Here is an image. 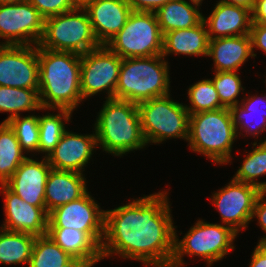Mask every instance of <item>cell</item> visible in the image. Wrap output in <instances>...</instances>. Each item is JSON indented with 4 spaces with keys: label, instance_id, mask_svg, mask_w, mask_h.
<instances>
[{
    "label": "cell",
    "instance_id": "27",
    "mask_svg": "<svg viewBox=\"0 0 266 267\" xmlns=\"http://www.w3.org/2000/svg\"><path fill=\"white\" fill-rule=\"evenodd\" d=\"M14 130L7 122L0 124V184H5L27 158Z\"/></svg>",
    "mask_w": 266,
    "mask_h": 267
},
{
    "label": "cell",
    "instance_id": "13",
    "mask_svg": "<svg viewBox=\"0 0 266 267\" xmlns=\"http://www.w3.org/2000/svg\"><path fill=\"white\" fill-rule=\"evenodd\" d=\"M262 192L254 185L232 179L224 188L214 192L211 198L222 224L238 234L241 229L248 227L256 200Z\"/></svg>",
    "mask_w": 266,
    "mask_h": 267
},
{
    "label": "cell",
    "instance_id": "11",
    "mask_svg": "<svg viewBox=\"0 0 266 267\" xmlns=\"http://www.w3.org/2000/svg\"><path fill=\"white\" fill-rule=\"evenodd\" d=\"M89 192L49 212L48 228H73L87 233L100 247L104 238L105 210Z\"/></svg>",
    "mask_w": 266,
    "mask_h": 267
},
{
    "label": "cell",
    "instance_id": "17",
    "mask_svg": "<svg viewBox=\"0 0 266 267\" xmlns=\"http://www.w3.org/2000/svg\"><path fill=\"white\" fill-rule=\"evenodd\" d=\"M42 160L27 157L5 185L16 195L34 206L45 205V186L51 166Z\"/></svg>",
    "mask_w": 266,
    "mask_h": 267
},
{
    "label": "cell",
    "instance_id": "42",
    "mask_svg": "<svg viewBox=\"0 0 266 267\" xmlns=\"http://www.w3.org/2000/svg\"><path fill=\"white\" fill-rule=\"evenodd\" d=\"M93 263L88 259L72 257L67 263L61 267H90Z\"/></svg>",
    "mask_w": 266,
    "mask_h": 267
},
{
    "label": "cell",
    "instance_id": "16",
    "mask_svg": "<svg viewBox=\"0 0 266 267\" xmlns=\"http://www.w3.org/2000/svg\"><path fill=\"white\" fill-rule=\"evenodd\" d=\"M65 130L55 149L46 157L53 169L83 173L97 147L96 134Z\"/></svg>",
    "mask_w": 266,
    "mask_h": 267
},
{
    "label": "cell",
    "instance_id": "26",
    "mask_svg": "<svg viewBox=\"0 0 266 267\" xmlns=\"http://www.w3.org/2000/svg\"><path fill=\"white\" fill-rule=\"evenodd\" d=\"M35 110H44L40 102L39 89L0 86V112L10 113L3 122L20 116V112Z\"/></svg>",
    "mask_w": 266,
    "mask_h": 267
},
{
    "label": "cell",
    "instance_id": "29",
    "mask_svg": "<svg viewBox=\"0 0 266 267\" xmlns=\"http://www.w3.org/2000/svg\"><path fill=\"white\" fill-rule=\"evenodd\" d=\"M266 175V139L260 143H253V150L243 160L232 179L251 184L266 192V182H259L258 178Z\"/></svg>",
    "mask_w": 266,
    "mask_h": 267
},
{
    "label": "cell",
    "instance_id": "19",
    "mask_svg": "<svg viewBox=\"0 0 266 267\" xmlns=\"http://www.w3.org/2000/svg\"><path fill=\"white\" fill-rule=\"evenodd\" d=\"M217 2L211 15L203 17L209 39L249 34L252 24L251 11L241 6Z\"/></svg>",
    "mask_w": 266,
    "mask_h": 267
},
{
    "label": "cell",
    "instance_id": "41",
    "mask_svg": "<svg viewBox=\"0 0 266 267\" xmlns=\"http://www.w3.org/2000/svg\"><path fill=\"white\" fill-rule=\"evenodd\" d=\"M249 267H266V251L257 243L250 260Z\"/></svg>",
    "mask_w": 266,
    "mask_h": 267
},
{
    "label": "cell",
    "instance_id": "1",
    "mask_svg": "<svg viewBox=\"0 0 266 267\" xmlns=\"http://www.w3.org/2000/svg\"><path fill=\"white\" fill-rule=\"evenodd\" d=\"M167 191L105 210L102 259L115 255L146 267H170L175 228ZM113 254V255H112Z\"/></svg>",
    "mask_w": 266,
    "mask_h": 267
},
{
    "label": "cell",
    "instance_id": "5",
    "mask_svg": "<svg viewBox=\"0 0 266 267\" xmlns=\"http://www.w3.org/2000/svg\"><path fill=\"white\" fill-rule=\"evenodd\" d=\"M237 138L229 108L190 114L189 149L215 164L231 163L232 145Z\"/></svg>",
    "mask_w": 266,
    "mask_h": 267
},
{
    "label": "cell",
    "instance_id": "43",
    "mask_svg": "<svg viewBox=\"0 0 266 267\" xmlns=\"http://www.w3.org/2000/svg\"><path fill=\"white\" fill-rule=\"evenodd\" d=\"M219 1L231 5L244 7L250 10L251 12L253 11V8L255 6V0H219Z\"/></svg>",
    "mask_w": 266,
    "mask_h": 267
},
{
    "label": "cell",
    "instance_id": "32",
    "mask_svg": "<svg viewBox=\"0 0 266 267\" xmlns=\"http://www.w3.org/2000/svg\"><path fill=\"white\" fill-rule=\"evenodd\" d=\"M14 130L24 153H39V122L37 115L16 116L7 121Z\"/></svg>",
    "mask_w": 266,
    "mask_h": 267
},
{
    "label": "cell",
    "instance_id": "33",
    "mask_svg": "<svg viewBox=\"0 0 266 267\" xmlns=\"http://www.w3.org/2000/svg\"><path fill=\"white\" fill-rule=\"evenodd\" d=\"M212 82L218 92L220 103L224 108H231L239 105L237 99L241 91H244L238 71L234 72H214Z\"/></svg>",
    "mask_w": 266,
    "mask_h": 267
},
{
    "label": "cell",
    "instance_id": "10",
    "mask_svg": "<svg viewBox=\"0 0 266 267\" xmlns=\"http://www.w3.org/2000/svg\"><path fill=\"white\" fill-rule=\"evenodd\" d=\"M122 58L112 52L106 45L81 54V94L83 101L107 92L106 99H113L118 82Z\"/></svg>",
    "mask_w": 266,
    "mask_h": 267
},
{
    "label": "cell",
    "instance_id": "23",
    "mask_svg": "<svg viewBox=\"0 0 266 267\" xmlns=\"http://www.w3.org/2000/svg\"><path fill=\"white\" fill-rule=\"evenodd\" d=\"M47 235L72 257L92 263L103 260L101 247L85 232L73 228H48Z\"/></svg>",
    "mask_w": 266,
    "mask_h": 267
},
{
    "label": "cell",
    "instance_id": "36",
    "mask_svg": "<svg viewBox=\"0 0 266 267\" xmlns=\"http://www.w3.org/2000/svg\"><path fill=\"white\" fill-rule=\"evenodd\" d=\"M249 35L251 38L253 56L256 57L254 53L255 48L261 49V51H264L266 54V25L252 23Z\"/></svg>",
    "mask_w": 266,
    "mask_h": 267
},
{
    "label": "cell",
    "instance_id": "35",
    "mask_svg": "<svg viewBox=\"0 0 266 267\" xmlns=\"http://www.w3.org/2000/svg\"><path fill=\"white\" fill-rule=\"evenodd\" d=\"M46 19L76 8L70 0H27Z\"/></svg>",
    "mask_w": 266,
    "mask_h": 267
},
{
    "label": "cell",
    "instance_id": "8",
    "mask_svg": "<svg viewBox=\"0 0 266 267\" xmlns=\"http://www.w3.org/2000/svg\"><path fill=\"white\" fill-rule=\"evenodd\" d=\"M170 95L137 104L147 145L159 144L169 138L188 141L190 114L185 104L174 101Z\"/></svg>",
    "mask_w": 266,
    "mask_h": 267
},
{
    "label": "cell",
    "instance_id": "44",
    "mask_svg": "<svg viewBox=\"0 0 266 267\" xmlns=\"http://www.w3.org/2000/svg\"><path fill=\"white\" fill-rule=\"evenodd\" d=\"M71 3L77 8H84L87 4H89L93 0H70Z\"/></svg>",
    "mask_w": 266,
    "mask_h": 267
},
{
    "label": "cell",
    "instance_id": "38",
    "mask_svg": "<svg viewBox=\"0 0 266 267\" xmlns=\"http://www.w3.org/2000/svg\"><path fill=\"white\" fill-rule=\"evenodd\" d=\"M266 192H262V194L257 198L255 207L253 210L252 219L257 217L259 226L263 230V232L266 234ZM266 236H263L261 239H259L260 243L261 241H265Z\"/></svg>",
    "mask_w": 266,
    "mask_h": 267
},
{
    "label": "cell",
    "instance_id": "30",
    "mask_svg": "<svg viewBox=\"0 0 266 267\" xmlns=\"http://www.w3.org/2000/svg\"><path fill=\"white\" fill-rule=\"evenodd\" d=\"M71 258L47 234L36 236L28 267H61Z\"/></svg>",
    "mask_w": 266,
    "mask_h": 267
},
{
    "label": "cell",
    "instance_id": "21",
    "mask_svg": "<svg viewBox=\"0 0 266 267\" xmlns=\"http://www.w3.org/2000/svg\"><path fill=\"white\" fill-rule=\"evenodd\" d=\"M208 57L214 62V72H234L254 58L249 34L209 39Z\"/></svg>",
    "mask_w": 266,
    "mask_h": 267
},
{
    "label": "cell",
    "instance_id": "28",
    "mask_svg": "<svg viewBox=\"0 0 266 267\" xmlns=\"http://www.w3.org/2000/svg\"><path fill=\"white\" fill-rule=\"evenodd\" d=\"M57 111V114L48 112L45 115L38 116L39 153H45V157L55 149V146L66 130L64 122H69L72 117V111L70 110L57 109Z\"/></svg>",
    "mask_w": 266,
    "mask_h": 267
},
{
    "label": "cell",
    "instance_id": "6",
    "mask_svg": "<svg viewBox=\"0 0 266 267\" xmlns=\"http://www.w3.org/2000/svg\"><path fill=\"white\" fill-rule=\"evenodd\" d=\"M176 232L170 267H183L186 264L183 262L184 255L198 256L211 266L235 249L233 242L238 235L229 226L208 223L202 219L190 227L183 239L179 240Z\"/></svg>",
    "mask_w": 266,
    "mask_h": 267
},
{
    "label": "cell",
    "instance_id": "18",
    "mask_svg": "<svg viewBox=\"0 0 266 267\" xmlns=\"http://www.w3.org/2000/svg\"><path fill=\"white\" fill-rule=\"evenodd\" d=\"M84 9L100 45H106L123 28L132 12L126 0H93Z\"/></svg>",
    "mask_w": 266,
    "mask_h": 267
},
{
    "label": "cell",
    "instance_id": "46",
    "mask_svg": "<svg viewBox=\"0 0 266 267\" xmlns=\"http://www.w3.org/2000/svg\"><path fill=\"white\" fill-rule=\"evenodd\" d=\"M203 0H189V3L191 2L194 5H197L200 7V5L202 4Z\"/></svg>",
    "mask_w": 266,
    "mask_h": 267
},
{
    "label": "cell",
    "instance_id": "24",
    "mask_svg": "<svg viewBox=\"0 0 266 267\" xmlns=\"http://www.w3.org/2000/svg\"><path fill=\"white\" fill-rule=\"evenodd\" d=\"M155 14L163 35L173 30L192 28L204 17L199 6L186 0H170L155 11Z\"/></svg>",
    "mask_w": 266,
    "mask_h": 267
},
{
    "label": "cell",
    "instance_id": "15",
    "mask_svg": "<svg viewBox=\"0 0 266 267\" xmlns=\"http://www.w3.org/2000/svg\"><path fill=\"white\" fill-rule=\"evenodd\" d=\"M0 193L4 195L5 221L1 228L44 236L47 234L49 213L46 206L28 204L5 184H0Z\"/></svg>",
    "mask_w": 266,
    "mask_h": 267
},
{
    "label": "cell",
    "instance_id": "22",
    "mask_svg": "<svg viewBox=\"0 0 266 267\" xmlns=\"http://www.w3.org/2000/svg\"><path fill=\"white\" fill-rule=\"evenodd\" d=\"M209 36L206 24L202 20L198 25L188 29H178L163 35L162 56L169 54L188 56H207Z\"/></svg>",
    "mask_w": 266,
    "mask_h": 267
},
{
    "label": "cell",
    "instance_id": "20",
    "mask_svg": "<svg viewBox=\"0 0 266 267\" xmlns=\"http://www.w3.org/2000/svg\"><path fill=\"white\" fill-rule=\"evenodd\" d=\"M86 181L83 173L51 168L45 186L46 211L84 196L88 192Z\"/></svg>",
    "mask_w": 266,
    "mask_h": 267
},
{
    "label": "cell",
    "instance_id": "40",
    "mask_svg": "<svg viewBox=\"0 0 266 267\" xmlns=\"http://www.w3.org/2000/svg\"><path fill=\"white\" fill-rule=\"evenodd\" d=\"M251 14L252 23L266 25V0H255V6Z\"/></svg>",
    "mask_w": 266,
    "mask_h": 267
},
{
    "label": "cell",
    "instance_id": "7",
    "mask_svg": "<svg viewBox=\"0 0 266 267\" xmlns=\"http://www.w3.org/2000/svg\"><path fill=\"white\" fill-rule=\"evenodd\" d=\"M40 48L85 54L101 46L97 41L88 14L84 8L45 19Z\"/></svg>",
    "mask_w": 266,
    "mask_h": 267
},
{
    "label": "cell",
    "instance_id": "37",
    "mask_svg": "<svg viewBox=\"0 0 266 267\" xmlns=\"http://www.w3.org/2000/svg\"><path fill=\"white\" fill-rule=\"evenodd\" d=\"M264 97H259V96H251L249 95L248 98H242L241 104L239 106L249 112V113H257V114H266V94L263 95ZM262 103V104H261ZM263 105V109L260 108V106ZM259 106V107H258ZM265 106V107H264ZM260 109V110H259ZM263 110V111H262Z\"/></svg>",
    "mask_w": 266,
    "mask_h": 267
},
{
    "label": "cell",
    "instance_id": "3",
    "mask_svg": "<svg viewBox=\"0 0 266 267\" xmlns=\"http://www.w3.org/2000/svg\"><path fill=\"white\" fill-rule=\"evenodd\" d=\"M104 102L94 124L97 147L118 157L145 148L137 104L114 98Z\"/></svg>",
    "mask_w": 266,
    "mask_h": 267
},
{
    "label": "cell",
    "instance_id": "4",
    "mask_svg": "<svg viewBox=\"0 0 266 267\" xmlns=\"http://www.w3.org/2000/svg\"><path fill=\"white\" fill-rule=\"evenodd\" d=\"M162 55L122 59L114 99L135 104L170 94L168 61Z\"/></svg>",
    "mask_w": 266,
    "mask_h": 267
},
{
    "label": "cell",
    "instance_id": "2",
    "mask_svg": "<svg viewBox=\"0 0 266 267\" xmlns=\"http://www.w3.org/2000/svg\"><path fill=\"white\" fill-rule=\"evenodd\" d=\"M39 96L46 111H74L83 101L81 94V55L38 46Z\"/></svg>",
    "mask_w": 266,
    "mask_h": 267
},
{
    "label": "cell",
    "instance_id": "39",
    "mask_svg": "<svg viewBox=\"0 0 266 267\" xmlns=\"http://www.w3.org/2000/svg\"><path fill=\"white\" fill-rule=\"evenodd\" d=\"M132 11L155 12L170 0H126Z\"/></svg>",
    "mask_w": 266,
    "mask_h": 267
},
{
    "label": "cell",
    "instance_id": "45",
    "mask_svg": "<svg viewBox=\"0 0 266 267\" xmlns=\"http://www.w3.org/2000/svg\"><path fill=\"white\" fill-rule=\"evenodd\" d=\"M27 0H0V5L16 4Z\"/></svg>",
    "mask_w": 266,
    "mask_h": 267
},
{
    "label": "cell",
    "instance_id": "25",
    "mask_svg": "<svg viewBox=\"0 0 266 267\" xmlns=\"http://www.w3.org/2000/svg\"><path fill=\"white\" fill-rule=\"evenodd\" d=\"M36 236L0 228V264H29Z\"/></svg>",
    "mask_w": 266,
    "mask_h": 267
},
{
    "label": "cell",
    "instance_id": "31",
    "mask_svg": "<svg viewBox=\"0 0 266 267\" xmlns=\"http://www.w3.org/2000/svg\"><path fill=\"white\" fill-rule=\"evenodd\" d=\"M187 91L190 106L185 105V107L189 114L224 108L211 78L194 83Z\"/></svg>",
    "mask_w": 266,
    "mask_h": 267
},
{
    "label": "cell",
    "instance_id": "34",
    "mask_svg": "<svg viewBox=\"0 0 266 267\" xmlns=\"http://www.w3.org/2000/svg\"><path fill=\"white\" fill-rule=\"evenodd\" d=\"M230 112L232 115L233 124L236 128L237 136L239 133L242 135L241 131L243 130L246 134H249L252 137H259L258 135L266 130V114L249 113L243 110L239 105L231 107ZM252 115L255 117L258 115V117L260 116L259 118L261 119H258L256 122H254L256 119L253 116L252 118L255 119L253 123V119L249 118Z\"/></svg>",
    "mask_w": 266,
    "mask_h": 267
},
{
    "label": "cell",
    "instance_id": "47",
    "mask_svg": "<svg viewBox=\"0 0 266 267\" xmlns=\"http://www.w3.org/2000/svg\"><path fill=\"white\" fill-rule=\"evenodd\" d=\"M266 251V240L258 243Z\"/></svg>",
    "mask_w": 266,
    "mask_h": 267
},
{
    "label": "cell",
    "instance_id": "12",
    "mask_svg": "<svg viewBox=\"0 0 266 267\" xmlns=\"http://www.w3.org/2000/svg\"><path fill=\"white\" fill-rule=\"evenodd\" d=\"M44 24L45 18L28 1L0 5L2 45H38Z\"/></svg>",
    "mask_w": 266,
    "mask_h": 267
},
{
    "label": "cell",
    "instance_id": "9",
    "mask_svg": "<svg viewBox=\"0 0 266 267\" xmlns=\"http://www.w3.org/2000/svg\"><path fill=\"white\" fill-rule=\"evenodd\" d=\"M106 46L122 59L161 55L163 34L155 12L132 11Z\"/></svg>",
    "mask_w": 266,
    "mask_h": 267
},
{
    "label": "cell",
    "instance_id": "14",
    "mask_svg": "<svg viewBox=\"0 0 266 267\" xmlns=\"http://www.w3.org/2000/svg\"><path fill=\"white\" fill-rule=\"evenodd\" d=\"M0 86L39 89L38 45L0 47Z\"/></svg>",
    "mask_w": 266,
    "mask_h": 267
}]
</instances>
